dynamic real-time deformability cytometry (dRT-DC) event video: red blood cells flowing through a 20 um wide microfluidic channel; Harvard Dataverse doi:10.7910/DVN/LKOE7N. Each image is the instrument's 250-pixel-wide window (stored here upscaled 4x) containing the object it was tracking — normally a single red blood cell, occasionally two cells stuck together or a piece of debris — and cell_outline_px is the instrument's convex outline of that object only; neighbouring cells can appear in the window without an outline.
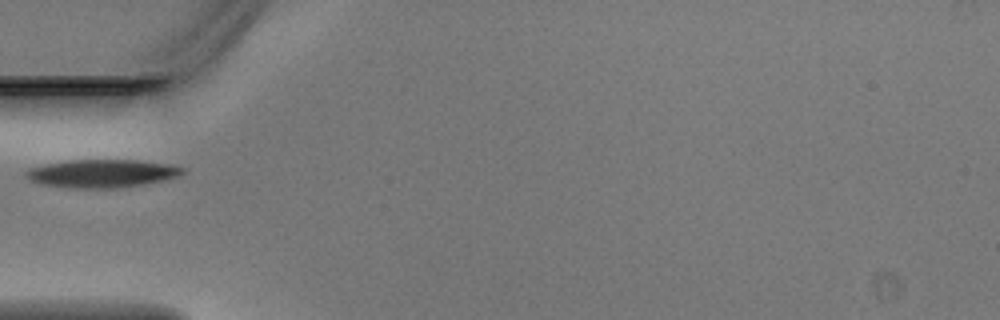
{"species": "Egyptian fruit bat (a non-hibernating species)", "species_latin": "Rousettus aegyptiacus", "temperature_condition": "warm", "stored_images_in_passage": 4, "camera_frame_rate_fps": 3000, "um_per_image_px": 0.085, "animal": {"sex": "male"}, "frame": {"image": 1, "passage_image": 4, "time_ms": 1.0, "image_size_px": [1000, 320], "cell_outline_px": [[184, 172], [168, 180], [120, 188], [64, 188], [40, 184], [28, 180], [24, 176], [24, 172], [32, 168], [48, 164], [68, 160], [136, 160], [172, 164], [184, 168]], "centroid_in_image_um": [8.66, 14.76], "position_along_channel_um": 76.3, "area_um2": 25.84}}